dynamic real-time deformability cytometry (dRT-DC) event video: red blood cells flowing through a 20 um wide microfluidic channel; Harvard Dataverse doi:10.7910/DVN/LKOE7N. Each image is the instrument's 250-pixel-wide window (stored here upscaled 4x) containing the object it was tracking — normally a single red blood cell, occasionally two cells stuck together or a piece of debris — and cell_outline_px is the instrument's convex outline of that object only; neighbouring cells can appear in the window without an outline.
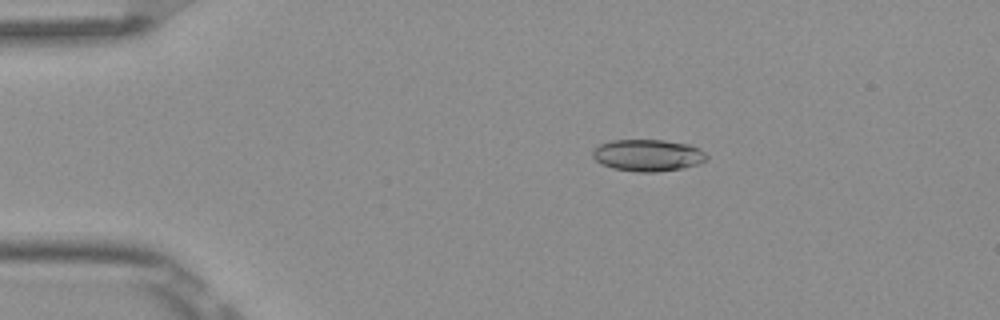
{"species": "Egyptian fruit bat (a non-hibernating species)", "species_latin": "Rousettus aegyptiacus", "temperature_condition": "room temperature", "stored_images_in_passage": 4, "camera_frame_rate_fps": 3000, "um_per_image_px": 0.085, "frame": {"image": 1, "passage_image": 2, "time_ms": 0.333, "image_size_px": [1000, 320], "cell_outline_px": [[708, 160], [700, 164], [684, 168], [656, 172], [636, 172], [612, 168], [596, 160], [592, 156], [592, 148], [600, 144], [612, 140], [664, 140], [688, 144], [700, 148], [708, 156]], "centroid_in_image_um": [55.1, 13.2], "position_along_channel_um": 29.9, "area_um2": 21.39}}